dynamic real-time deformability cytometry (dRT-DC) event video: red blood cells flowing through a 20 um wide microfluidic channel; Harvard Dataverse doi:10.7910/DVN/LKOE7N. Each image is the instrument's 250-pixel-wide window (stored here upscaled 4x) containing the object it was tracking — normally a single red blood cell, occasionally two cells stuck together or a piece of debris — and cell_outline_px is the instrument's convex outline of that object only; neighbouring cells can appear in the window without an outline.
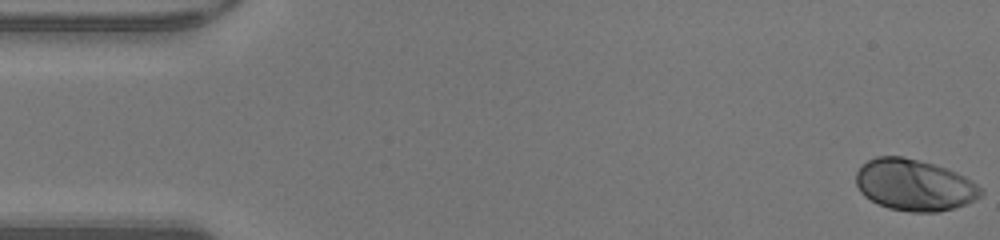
{"species": "human", "species_latin": "Homo sapiens", "temperature_condition": "warm", "stored_images_in_passage": 47, "camera_frame_rate_fps": 3000, "um_per_image_px": 0.085, "donor": {"sex": "male"}, "frame": {"image": 1, "passage_image": 1, "time_ms": 0.0, "image_size_px": [1000, 240], "cell_outline_px": [[964, 200], [960, 204], [948, 208], [892, 208], [880, 204], [872, 200], [860, 188], [856, 180], [860, 168], [864, 164], [872, 160], [884, 156], [896, 156], [912, 160], [924, 164]], "centroid_in_image_um": [76.92, 15.69], "position_along_channel_um": 8.1, "area_um2": 28.21}}
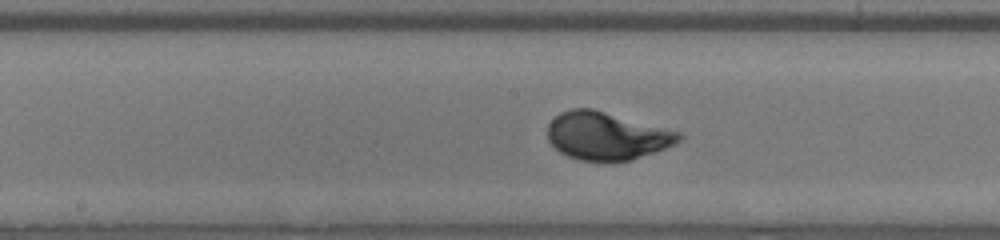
{"frame": {"image": 2, "passage_image": 24, "time_ms": 7.667, "image_size_px": [1000, 240], "cell_outline_px": [[676, 136], [668, 144], [624, 160], [592, 160], [572, 156], [564, 152], [552, 140], [548, 132], [552, 120], [564, 112], [600, 112]], "centroid_in_image_um": [51.33, 11.6], "position_along_channel_um": 196.9, "area_um2": 30.81}}
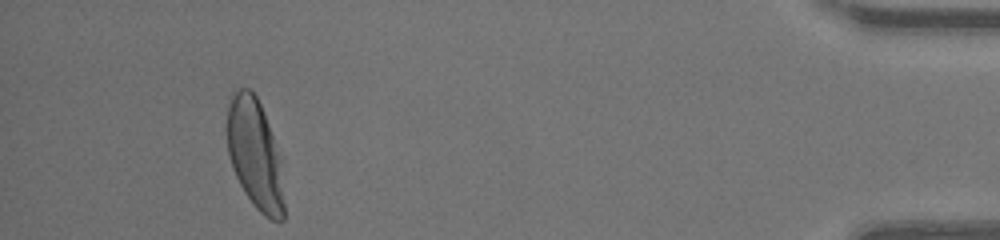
{"frame": {"image": 3, "passage_image": 44, "time_ms": 14.333, "image_size_px": [1000, 240], "cell_outline_px": [[284, 216], [268, 216], [252, 200], [244, 188], [236, 172], [228, 148], [228, 116], [232, 104], [236, 96], [252, 92], [264, 116], [268, 128], [284, 208]], "centroid_in_image_um": [21.6, 13.13], "position_along_channel_um": 413.6, "area_um2": 30.98}, "authors_computed_cell_mechanics": {"area_um2": 30.2294, "velocity_mm_per_s": 4.3452, "shape_relaxation_time_tau1_ms": 2.2728, "shape_relaxation_time_tau2_ms": null, "deformation_change_tau1": 0.1719, "deformation_change_tau2": null}}